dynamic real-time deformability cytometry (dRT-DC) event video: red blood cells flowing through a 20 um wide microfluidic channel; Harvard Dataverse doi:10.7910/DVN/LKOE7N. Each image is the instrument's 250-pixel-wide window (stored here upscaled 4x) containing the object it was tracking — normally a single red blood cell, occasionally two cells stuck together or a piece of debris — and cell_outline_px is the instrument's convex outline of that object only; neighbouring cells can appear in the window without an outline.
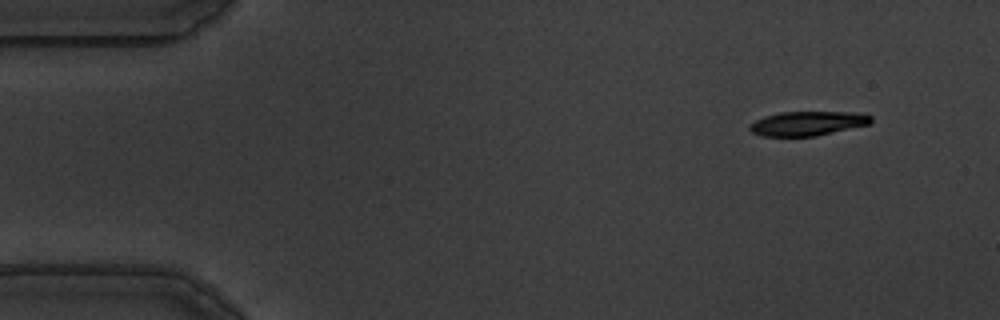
{"species": "common noctule bat (a hibernating species)", "species_latin": "Nyctalus noctula", "temperature_condition": "warm", "stored_images_in_passage": 52, "camera_frame_rate_fps": 3000, "um_per_image_px": 0.085, "animal": {"sex": "male", "body_mass_g": 19.5, "forearm_length_mm": 54.6}, "frame": {"image": 1, "passage_image": 1, "time_ms": 0.0, "image_size_px": [1000, 320], "cell_outline_px": [[872, 120], [868, 124], [816, 136], [760, 136], [752, 132], [748, 128], [756, 120], [764, 116], [780, 112], [860, 112], [872, 116]], "centroid_in_image_um": [68.64, 10.48], "position_along_channel_um": 16.4, "area_um2": 17.11}}
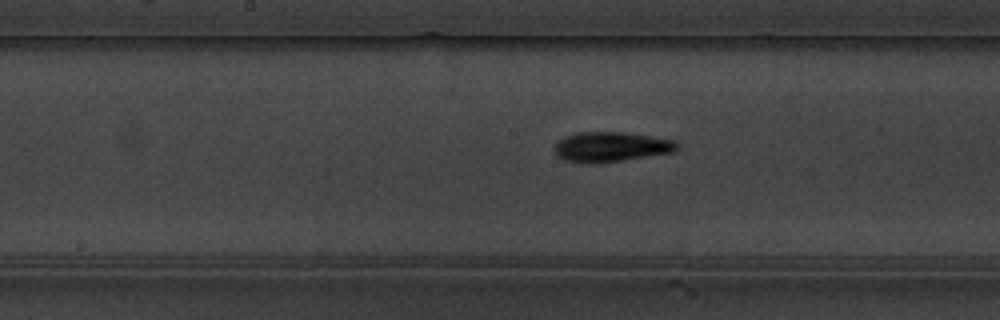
{"frame": {"image": 2, "passage_image": 24, "time_ms": 7.667, "image_size_px": [1000, 320], "cell_outline_px": [[680, 144], [676, 152], [596, 164], [588, 164], [564, 160], [556, 156], [556, 140], [564, 136], [576, 132], [624, 132], [676, 140]], "centroid_in_image_um": [51.94, 12.48], "position_along_channel_um": 196.3, "area_um2": 21.73}}
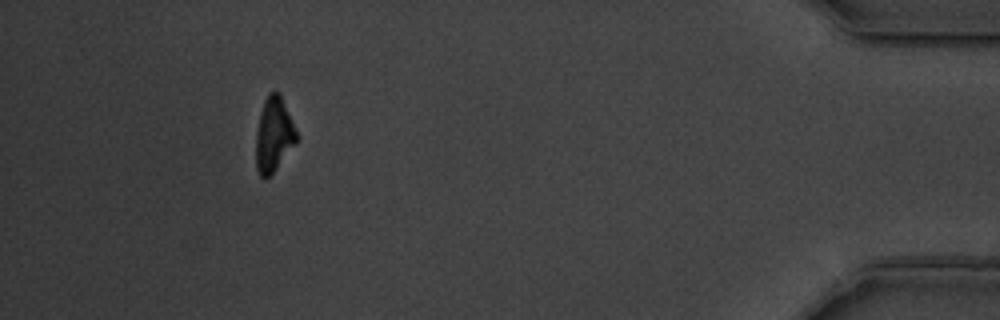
{"frame": {"image": 3, "passage_image": 47, "time_ms": 15.333, "image_size_px": [1000, 320], "cell_outline_px": [[300, 136], [276, 168], [264, 180], [260, 176], [256, 168], [256, 132], [260, 112], [264, 100], [268, 92], [280, 92]], "centroid_in_image_um": [23.28, 11.4], "position_along_channel_um": 411.9, "area_um2": 17.74}, "authors_computed_cell_mechanics": {"area_um2": 19.2185, "velocity_mm_per_s": 3.6174, "shape_relaxation_time_tau1_ms": 3.0501, "shape_relaxation_time_tau2_ms": 3.1493, "deformation_change_tau1": 0.1267, "deformation_change_tau2": 0.1021}}